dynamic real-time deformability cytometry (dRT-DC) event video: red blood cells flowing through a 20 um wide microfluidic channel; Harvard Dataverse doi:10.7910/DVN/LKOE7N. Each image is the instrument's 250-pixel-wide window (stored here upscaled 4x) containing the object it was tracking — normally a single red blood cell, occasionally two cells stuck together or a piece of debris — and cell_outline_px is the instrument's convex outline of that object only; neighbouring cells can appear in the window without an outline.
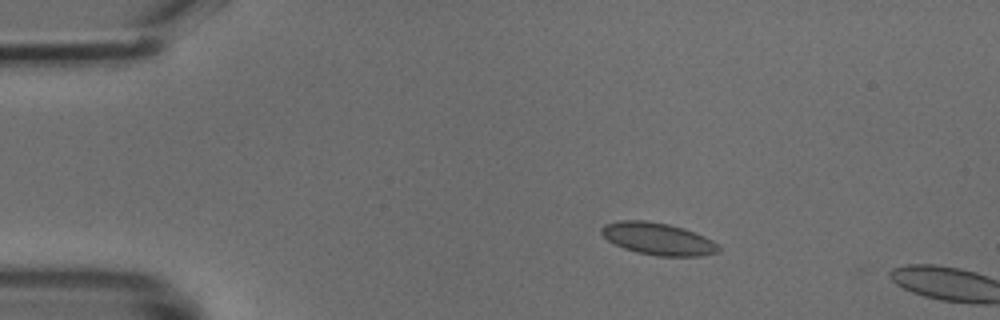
{"species": "common noctule bat (a hibernating species)", "species_latin": "Nyctalus noctula", "temperature_condition": "cold", "stored_images_in_passage": 3, "camera_frame_rate_fps": 3000, "um_per_image_px": 0.085, "animal": {"sex": "male", "body_mass_g": 18.8}, "frame": {"image": 1, "passage_image": 1, "time_ms": 0.0, "image_size_px": [1000, 320], "cell_outline_px": [[720, 252], [700, 256], [656, 256], [636, 252], [624, 248], [608, 240], [600, 232], [600, 228], [604, 224], [620, 220], [644, 220], [668, 224], [684, 228], [704, 236], [712, 240], [720, 248]], "centroid_in_image_um": [55.92, 20.3], "position_along_channel_um": 29.1, "area_um2": 21.96}}